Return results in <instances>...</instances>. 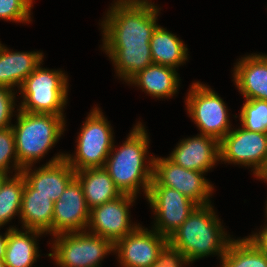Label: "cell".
<instances>
[{"mask_svg":"<svg viewBox=\"0 0 267 267\" xmlns=\"http://www.w3.org/2000/svg\"><path fill=\"white\" fill-rule=\"evenodd\" d=\"M101 25L103 47H145L155 31L156 6L147 0H118Z\"/></svg>","mask_w":267,"mask_h":267,"instance_id":"1","label":"cell"},{"mask_svg":"<svg viewBox=\"0 0 267 267\" xmlns=\"http://www.w3.org/2000/svg\"><path fill=\"white\" fill-rule=\"evenodd\" d=\"M148 143L146 130L138 123L121 148L106 159L104 169L122 194L136 196L142 184L147 196L153 179V157L151 166L144 164Z\"/></svg>","mask_w":267,"mask_h":267,"instance_id":"2","label":"cell"},{"mask_svg":"<svg viewBox=\"0 0 267 267\" xmlns=\"http://www.w3.org/2000/svg\"><path fill=\"white\" fill-rule=\"evenodd\" d=\"M220 224L210 204L197 206L168 242L184 254L188 262L213 253L222 258L232 239L226 238Z\"/></svg>","mask_w":267,"mask_h":267,"instance_id":"3","label":"cell"},{"mask_svg":"<svg viewBox=\"0 0 267 267\" xmlns=\"http://www.w3.org/2000/svg\"><path fill=\"white\" fill-rule=\"evenodd\" d=\"M17 125H11L17 160L22 168L31 166L52 148L64 131L63 115L28 113L19 110Z\"/></svg>","mask_w":267,"mask_h":267,"instance_id":"4","label":"cell"},{"mask_svg":"<svg viewBox=\"0 0 267 267\" xmlns=\"http://www.w3.org/2000/svg\"><path fill=\"white\" fill-rule=\"evenodd\" d=\"M67 87V77L62 71L43 69L39 64L20 87L24 98L18 110L63 115L68 100Z\"/></svg>","mask_w":267,"mask_h":267,"instance_id":"5","label":"cell"},{"mask_svg":"<svg viewBox=\"0 0 267 267\" xmlns=\"http://www.w3.org/2000/svg\"><path fill=\"white\" fill-rule=\"evenodd\" d=\"M108 123L97 107L88 115L77 139L75 158L70 155L65 156L75 172L104 167L106 159L114 148L113 133Z\"/></svg>","mask_w":267,"mask_h":267,"instance_id":"6","label":"cell"},{"mask_svg":"<svg viewBox=\"0 0 267 267\" xmlns=\"http://www.w3.org/2000/svg\"><path fill=\"white\" fill-rule=\"evenodd\" d=\"M55 236L54 253H49L48 256L54 258L60 267H99L103 257L114 251V244L110 240L90 232Z\"/></svg>","mask_w":267,"mask_h":267,"instance_id":"7","label":"cell"},{"mask_svg":"<svg viewBox=\"0 0 267 267\" xmlns=\"http://www.w3.org/2000/svg\"><path fill=\"white\" fill-rule=\"evenodd\" d=\"M187 109L201 134L215 138L219 142L231 131L227 107L211 88L193 83L186 98Z\"/></svg>","mask_w":267,"mask_h":267,"instance_id":"8","label":"cell"},{"mask_svg":"<svg viewBox=\"0 0 267 267\" xmlns=\"http://www.w3.org/2000/svg\"><path fill=\"white\" fill-rule=\"evenodd\" d=\"M204 172L185 169L169 158H153V179L150 186L170 187L195 202L209 205L212 185L203 177Z\"/></svg>","mask_w":267,"mask_h":267,"instance_id":"9","label":"cell"},{"mask_svg":"<svg viewBox=\"0 0 267 267\" xmlns=\"http://www.w3.org/2000/svg\"><path fill=\"white\" fill-rule=\"evenodd\" d=\"M146 197L157 215L155 231L166 238H169L198 206L170 187L149 186Z\"/></svg>","mask_w":267,"mask_h":267,"instance_id":"10","label":"cell"},{"mask_svg":"<svg viewBox=\"0 0 267 267\" xmlns=\"http://www.w3.org/2000/svg\"><path fill=\"white\" fill-rule=\"evenodd\" d=\"M220 160L254 167L257 176L267 161V133L245 128L229 131L219 142Z\"/></svg>","mask_w":267,"mask_h":267,"instance_id":"11","label":"cell"},{"mask_svg":"<svg viewBox=\"0 0 267 267\" xmlns=\"http://www.w3.org/2000/svg\"><path fill=\"white\" fill-rule=\"evenodd\" d=\"M136 196L122 194L112 201L90 210L88 226L91 234L101 236L115 244L131 233L138 225L129 223V206ZM93 231V233H92Z\"/></svg>","mask_w":267,"mask_h":267,"instance_id":"12","label":"cell"},{"mask_svg":"<svg viewBox=\"0 0 267 267\" xmlns=\"http://www.w3.org/2000/svg\"><path fill=\"white\" fill-rule=\"evenodd\" d=\"M168 238L157 231L137 226L114 244L119 261L124 267H153Z\"/></svg>","mask_w":267,"mask_h":267,"instance_id":"13","label":"cell"},{"mask_svg":"<svg viewBox=\"0 0 267 267\" xmlns=\"http://www.w3.org/2000/svg\"><path fill=\"white\" fill-rule=\"evenodd\" d=\"M89 218L90 209L87 206L82 186L74 177L58 201L54 203L53 236L82 232L88 227Z\"/></svg>","mask_w":267,"mask_h":267,"instance_id":"14","label":"cell"},{"mask_svg":"<svg viewBox=\"0 0 267 267\" xmlns=\"http://www.w3.org/2000/svg\"><path fill=\"white\" fill-rule=\"evenodd\" d=\"M66 154H59L45 166L30 172V166L21 170L25 181L36 190V194H43L55 203L63 194L69 182L75 177V170L65 159Z\"/></svg>","mask_w":267,"mask_h":267,"instance_id":"15","label":"cell"},{"mask_svg":"<svg viewBox=\"0 0 267 267\" xmlns=\"http://www.w3.org/2000/svg\"><path fill=\"white\" fill-rule=\"evenodd\" d=\"M168 158L185 169L207 172L220 159L219 141L200 134L182 140Z\"/></svg>","mask_w":267,"mask_h":267,"instance_id":"16","label":"cell"},{"mask_svg":"<svg viewBox=\"0 0 267 267\" xmlns=\"http://www.w3.org/2000/svg\"><path fill=\"white\" fill-rule=\"evenodd\" d=\"M237 64L233 77L246 100L267 101V55H249Z\"/></svg>","mask_w":267,"mask_h":267,"instance_id":"17","label":"cell"},{"mask_svg":"<svg viewBox=\"0 0 267 267\" xmlns=\"http://www.w3.org/2000/svg\"><path fill=\"white\" fill-rule=\"evenodd\" d=\"M53 212V201L43 194H36V190L25 181L20 208L25 229L53 234Z\"/></svg>","mask_w":267,"mask_h":267,"instance_id":"18","label":"cell"},{"mask_svg":"<svg viewBox=\"0 0 267 267\" xmlns=\"http://www.w3.org/2000/svg\"><path fill=\"white\" fill-rule=\"evenodd\" d=\"M42 59L41 52H10L0 43V86L21 87Z\"/></svg>","mask_w":267,"mask_h":267,"instance_id":"19","label":"cell"},{"mask_svg":"<svg viewBox=\"0 0 267 267\" xmlns=\"http://www.w3.org/2000/svg\"><path fill=\"white\" fill-rule=\"evenodd\" d=\"M75 177L82 186L90 210L122 195L104 167L76 171Z\"/></svg>","mask_w":267,"mask_h":267,"instance_id":"20","label":"cell"},{"mask_svg":"<svg viewBox=\"0 0 267 267\" xmlns=\"http://www.w3.org/2000/svg\"><path fill=\"white\" fill-rule=\"evenodd\" d=\"M128 82L137 84L148 94L157 98L173 96L179 85L174 68L154 63L139 71Z\"/></svg>","mask_w":267,"mask_h":267,"instance_id":"21","label":"cell"},{"mask_svg":"<svg viewBox=\"0 0 267 267\" xmlns=\"http://www.w3.org/2000/svg\"><path fill=\"white\" fill-rule=\"evenodd\" d=\"M41 234L37 230L26 229L23 233L16 228H9L4 257L6 267H31L39 256L34 238Z\"/></svg>","mask_w":267,"mask_h":267,"instance_id":"22","label":"cell"},{"mask_svg":"<svg viewBox=\"0 0 267 267\" xmlns=\"http://www.w3.org/2000/svg\"><path fill=\"white\" fill-rule=\"evenodd\" d=\"M149 44L154 64L175 69L187 60L188 49L184 43L163 27H156Z\"/></svg>","mask_w":267,"mask_h":267,"instance_id":"23","label":"cell"},{"mask_svg":"<svg viewBox=\"0 0 267 267\" xmlns=\"http://www.w3.org/2000/svg\"><path fill=\"white\" fill-rule=\"evenodd\" d=\"M116 66L119 77L127 82L139 71L153 63L150 46L103 47Z\"/></svg>","mask_w":267,"mask_h":267,"instance_id":"24","label":"cell"},{"mask_svg":"<svg viewBox=\"0 0 267 267\" xmlns=\"http://www.w3.org/2000/svg\"><path fill=\"white\" fill-rule=\"evenodd\" d=\"M221 267H267V254L249 239L231 240L221 258Z\"/></svg>","mask_w":267,"mask_h":267,"instance_id":"25","label":"cell"},{"mask_svg":"<svg viewBox=\"0 0 267 267\" xmlns=\"http://www.w3.org/2000/svg\"><path fill=\"white\" fill-rule=\"evenodd\" d=\"M25 178L22 173L8 178L0 190V226L6 224L16 213H20Z\"/></svg>","mask_w":267,"mask_h":267,"instance_id":"26","label":"cell"},{"mask_svg":"<svg viewBox=\"0 0 267 267\" xmlns=\"http://www.w3.org/2000/svg\"><path fill=\"white\" fill-rule=\"evenodd\" d=\"M242 127L254 132L267 133V101L246 100L240 113Z\"/></svg>","mask_w":267,"mask_h":267,"instance_id":"27","label":"cell"},{"mask_svg":"<svg viewBox=\"0 0 267 267\" xmlns=\"http://www.w3.org/2000/svg\"><path fill=\"white\" fill-rule=\"evenodd\" d=\"M32 0H0V18L15 22H28Z\"/></svg>","mask_w":267,"mask_h":267,"instance_id":"28","label":"cell"},{"mask_svg":"<svg viewBox=\"0 0 267 267\" xmlns=\"http://www.w3.org/2000/svg\"><path fill=\"white\" fill-rule=\"evenodd\" d=\"M12 157H14L15 170H18L17 174H19L23 168L19 165L17 160L12 127L0 129V171L4 173L8 172V169H10L8 167L9 162H11L10 159Z\"/></svg>","mask_w":267,"mask_h":267,"instance_id":"29","label":"cell"},{"mask_svg":"<svg viewBox=\"0 0 267 267\" xmlns=\"http://www.w3.org/2000/svg\"><path fill=\"white\" fill-rule=\"evenodd\" d=\"M184 263L189 264L186 256L168 242L160 251L158 258L155 262V266L182 267Z\"/></svg>","mask_w":267,"mask_h":267,"instance_id":"30","label":"cell"},{"mask_svg":"<svg viewBox=\"0 0 267 267\" xmlns=\"http://www.w3.org/2000/svg\"><path fill=\"white\" fill-rule=\"evenodd\" d=\"M14 92L6 86H0V129H6L10 126L14 102Z\"/></svg>","mask_w":267,"mask_h":267,"instance_id":"31","label":"cell"},{"mask_svg":"<svg viewBox=\"0 0 267 267\" xmlns=\"http://www.w3.org/2000/svg\"><path fill=\"white\" fill-rule=\"evenodd\" d=\"M250 240L260 251L267 254V226L259 233L249 236Z\"/></svg>","mask_w":267,"mask_h":267,"instance_id":"32","label":"cell"},{"mask_svg":"<svg viewBox=\"0 0 267 267\" xmlns=\"http://www.w3.org/2000/svg\"><path fill=\"white\" fill-rule=\"evenodd\" d=\"M6 244H7V232L5 233L4 237L0 235V260H4Z\"/></svg>","mask_w":267,"mask_h":267,"instance_id":"33","label":"cell"},{"mask_svg":"<svg viewBox=\"0 0 267 267\" xmlns=\"http://www.w3.org/2000/svg\"><path fill=\"white\" fill-rule=\"evenodd\" d=\"M259 179H265L267 181V161L265 163V166L263 167L262 171L256 176Z\"/></svg>","mask_w":267,"mask_h":267,"instance_id":"34","label":"cell"},{"mask_svg":"<svg viewBox=\"0 0 267 267\" xmlns=\"http://www.w3.org/2000/svg\"><path fill=\"white\" fill-rule=\"evenodd\" d=\"M7 175H8L7 173L0 171V190L3 184L5 183V181L9 178Z\"/></svg>","mask_w":267,"mask_h":267,"instance_id":"35","label":"cell"},{"mask_svg":"<svg viewBox=\"0 0 267 267\" xmlns=\"http://www.w3.org/2000/svg\"><path fill=\"white\" fill-rule=\"evenodd\" d=\"M0 267H6L4 260H0Z\"/></svg>","mask_w":267,"mask_h":267,"instance_id":"36","label":"cell"}]
</instances>
